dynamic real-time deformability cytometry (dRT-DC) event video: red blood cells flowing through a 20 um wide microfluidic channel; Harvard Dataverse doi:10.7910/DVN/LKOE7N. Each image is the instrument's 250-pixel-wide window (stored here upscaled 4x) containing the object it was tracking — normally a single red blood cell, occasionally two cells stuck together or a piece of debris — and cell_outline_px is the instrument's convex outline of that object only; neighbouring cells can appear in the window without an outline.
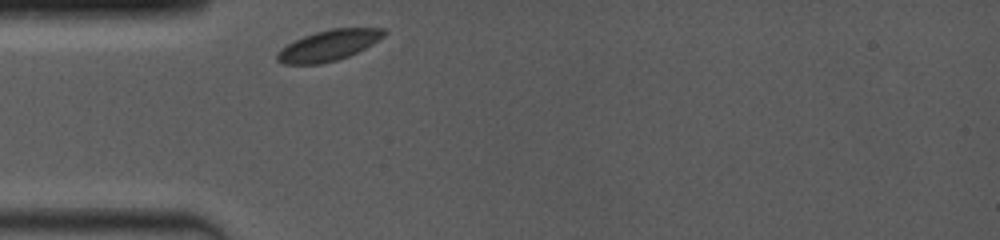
{"species": "common noctule bat (a hibernating species)", "species_latin": "Nyctalus noctula", "temperature_condition": "room temperature", "stored_images_in_passage": 14, "camera_frame_rate_fps": 4000, "um_per_image_px": 0.085, "animal": {"sex": "female", "body_mass_g": 19.0, "forearm_length_mm": 53.3}, "frame": {"image": 1, "passage_image": 1, "time_ms": 0.0, "image_size_px": [1000, 240], "cell_outline_px": [[388, 32], [384, 36], [372, 44], [348, 56], [336, 60], [320, 64], [284, 64], [276, 60], [276, 56], [280, 48], [304, 36], [316, 32], [332, 28], [388, 28]], "centroid_in_image_um": [27.95, 3.85], "position_along_channel_um": 57.1, "area_um2": 19.02}}
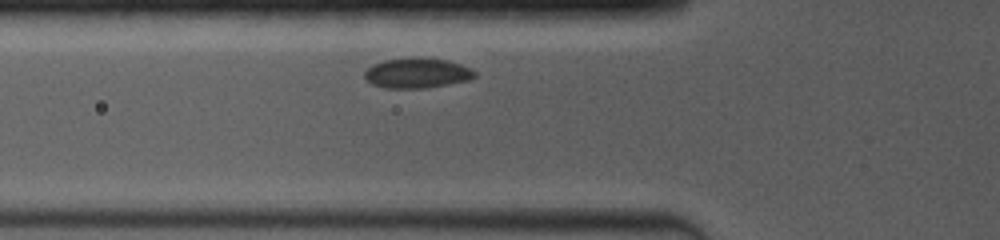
{"frame": {"image": 2, "passage_image": 7, "time_ms": 1.0, "image_size_px": [1000, 240], "cell_outline_px": [[476, 76], [468, 80], [428, 88], [384, 88], [372, 84], [364, 76], [364, 72], [372, 64], [384, 60], [412, 56], [448, 60], [472, 68], [476, 72]], "centroid_in_image_um": [35.45, 6.19], "position_along_channel_um": 90.3, "area_um2": 19.59}}
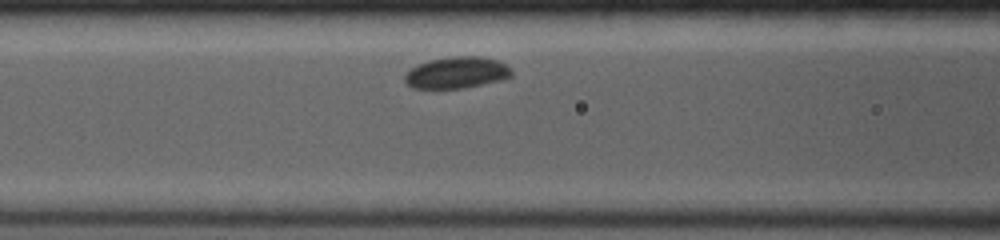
{"frame": {"image": 3, "passage_image": 11, "time_ms": 2.0, "image_size_px": [1000, 240], "cell_outline_px": [[512, 76], [500, 80], [464, 88], [412, 88], [404, 80], [404, 76], [416, 64], [428, 60], [452, 56], [480, 56], [496, 60], [504, 64], [512, 72]], "centroid_in_image_um": [38.79, 6.17], "position_along_channel_um": 127.8, "area_um2": 19.48}}